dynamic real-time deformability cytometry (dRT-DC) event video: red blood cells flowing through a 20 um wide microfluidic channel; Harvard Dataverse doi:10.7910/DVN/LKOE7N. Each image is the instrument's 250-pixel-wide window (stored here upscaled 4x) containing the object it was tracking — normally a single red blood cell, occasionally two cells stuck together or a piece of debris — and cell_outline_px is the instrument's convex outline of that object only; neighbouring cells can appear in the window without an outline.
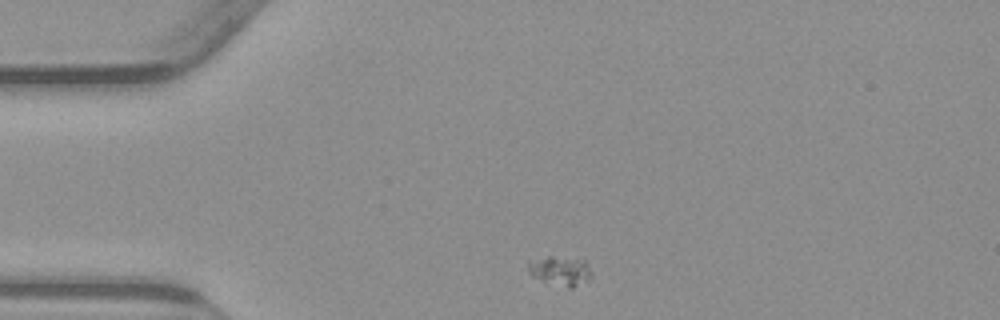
{"species": "common noctule bat (a hibernating species)", "species_latin": "Nyctalus noctula", "temperature_condition": "warm", "stored_images_in_passage": 44, "camera_frame_rate_fps": 3000, "um_per_image_px": 0.085, "animal": {"sex": "male", "body_mass_g": 23.1, "forearm_length_mm": 52.7}, "frame": {"image": 1, "passage_image": 1, "time_ms": 0.0, "image_size_px": [1000, 320], "cell_outline_px": [[592, 276], [588, 280], [572, 288], [568, 288], [532, 276], [528, 272], [528, 260], [548, 256], [552, 256], [584, 260], [588, 264], [592, 272]], "centroid_in_image_um": [47.63, 23.0], "position_along_channel_um": 37.4, "area_um2": 10.81}}
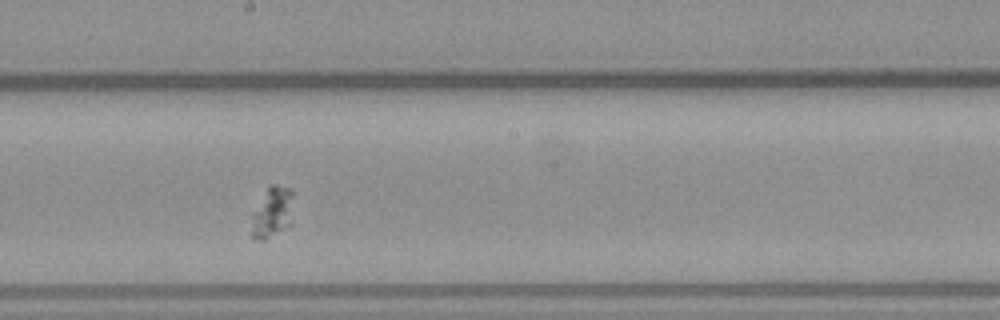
{"frame": {"image": 2, "passage_image": 19, "time_ms": 6.0, "image_size_px": [1000, 320], "cell_outline_px": [[296, 192], [292, 224], [264, 240], [256, 240], [252, 236], [252, 232], [256, 212], [268, 188], [272, 184], [276, 184], [292, 188]], "centroid_in_image_um": [23.31, 18.01], "position_along_channel_um": 224.9, "area_um2": 12.25}}
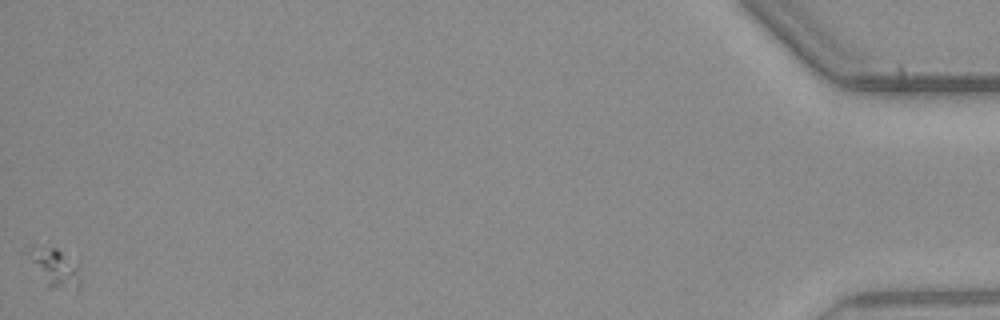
{"frame": {"image": 3, "passage_image": 44, "time_ms": 14.333, "image_size_px": [1000, 320], "cell_outline_px": [[80, 284], [76, 288], [48, 288], [28, 256], [28, 252], [52, 248], [56, 248], [80, 256]], "centroid_in_image_um": [4.86, 22.75], "position_along_channel_um": 430.3, "area_um2": 11.62}}